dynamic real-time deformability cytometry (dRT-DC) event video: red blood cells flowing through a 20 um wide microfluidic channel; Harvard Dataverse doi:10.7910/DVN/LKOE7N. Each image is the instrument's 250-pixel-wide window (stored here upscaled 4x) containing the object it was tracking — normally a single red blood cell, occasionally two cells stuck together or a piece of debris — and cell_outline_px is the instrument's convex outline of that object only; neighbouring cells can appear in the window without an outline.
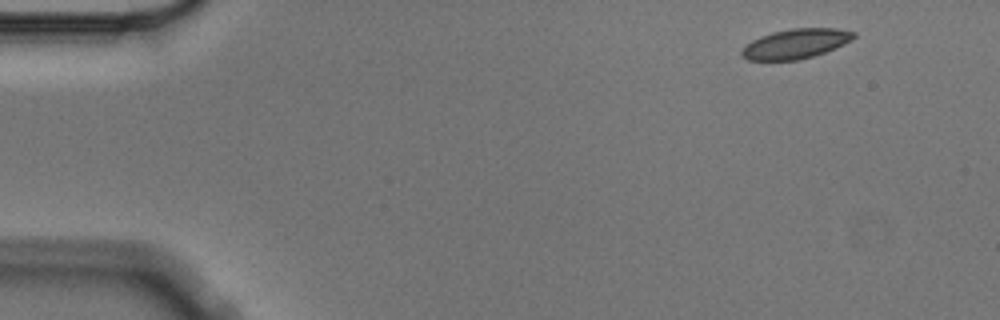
{"species": "Egyptian fruit bat (a non-hibernating species)", "species_latin": "Rousettus aegyptiacus", "temperature_condition": "cold", "stored_images_in_passage": 5, "segment_of_instrument_passage": [1, 2], "camera_frame_rate_fps": 3000, "um_per_image_px": 0.085, "animal": {"sex": "male"}, "frame": {"image": 1, "passage_image": 1, "time_ms": 0.0, "image_size_px": [1000, 320], "cell_outline_px": [[856, 36], [852, 40], [836, 48], [812, 56], [796, 60], [748, 60], [740, 56], [740, 52], [752, 40], [760, 36], [772, 32], [792, 28], [836, 28], [856, 32]], "centroid_in_image_um": [67.65, 3.71], "position_along_channel_um": 17.4, "area_um2": 19.36}}